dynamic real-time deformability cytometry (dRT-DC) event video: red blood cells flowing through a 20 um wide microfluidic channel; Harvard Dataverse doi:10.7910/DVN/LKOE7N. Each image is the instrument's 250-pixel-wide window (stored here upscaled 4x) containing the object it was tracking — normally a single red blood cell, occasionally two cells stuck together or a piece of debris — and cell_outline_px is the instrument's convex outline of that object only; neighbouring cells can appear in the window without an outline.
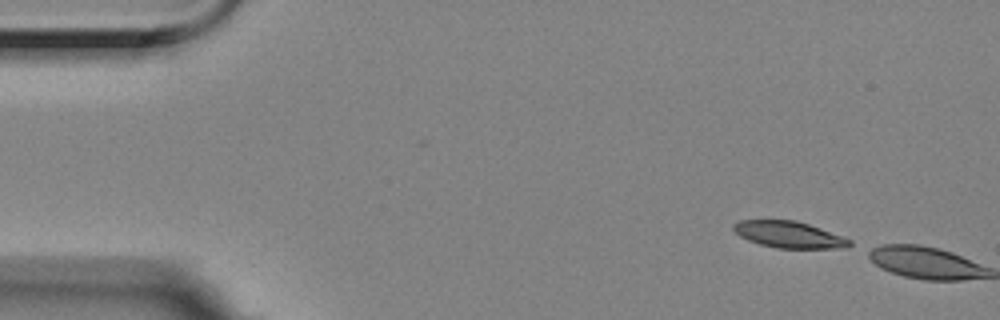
{"species": "Egyptian fruit bat (a non-hibernating species)", "species_latin": "Rousettus aegyptiacus", "temperature_condition": "room temperature", "stored_images_in_passage": 2, "camera_frame_rate_fps": 3000, "um_per_image_px": 0.085, "animal": {"sex": "female"}, "frame": {"image": 1, "passage_image": 1, "time_ms": 0.0, "image_size_px": [1000, 320], "cell_outline_px": [[852, 244], [848, 248], [776, 248], [760, 244], [748, 240], [740, 236], [732, 228], [732, 224], [740, 220], [796, 220], [820, 228], [852, 240]], "centroid_in_image_um": [67.06, 19.94], "position_along_channel_um": 17.9, "area_um2": 17.92}}